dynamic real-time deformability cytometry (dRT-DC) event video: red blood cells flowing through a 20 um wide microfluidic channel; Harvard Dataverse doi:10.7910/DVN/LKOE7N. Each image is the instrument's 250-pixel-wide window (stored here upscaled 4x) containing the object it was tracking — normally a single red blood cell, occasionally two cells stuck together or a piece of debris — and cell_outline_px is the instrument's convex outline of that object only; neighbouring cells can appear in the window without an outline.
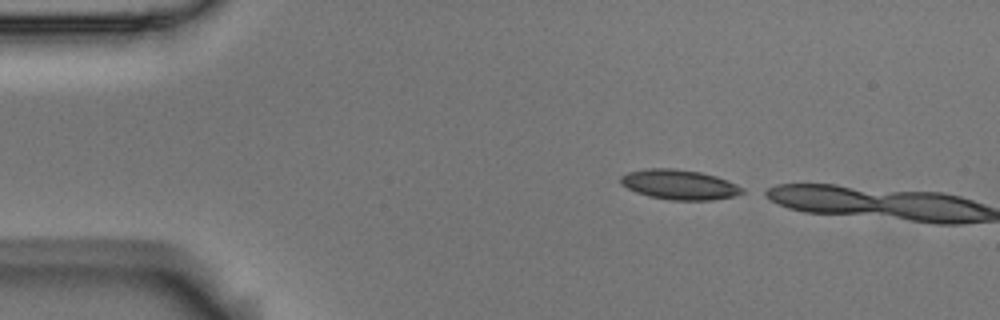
{"species": "Egyptian fruit bat (a non-hibernating species)", "species_latin": "Rousettus aegyptiacus", "temperature_condition": "room temperature", "stored_images_in_passage": 2, "camera_frame_rate_fps": 3000, "um_per_image_px": 0.085, "animal": {"sex": "male"}, "frame": {"image": 1, "passage_image": 1, "time_ms": 0.0, "image_size_px": [1000, 320], "cell_outline_px": [[744, 192], [736, 196], [712, 200], [672, 200], [648, 196], [636, 192], [620, 184], [620, 176], [628, 172], [648, 168], [676, 168], [700, 172], [716, 176], [728, 180], [744, 188]], "centroid_in_image_um": [57.75, 15.69], "position_along_channel_um": 27.2, "area_um2": 21.33}}